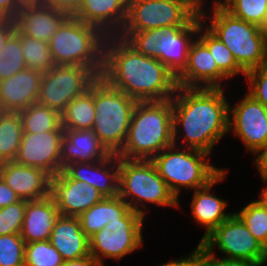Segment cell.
Returning a JSON list of instances; mask_svg holds the SVG:
<instances>
[{"label":"cell","instance_id":"6","mask_svg":"<svg viewBox=\"0 0 267 266\" xmlns=\"http://www.w3.org/2000/svg\"><path fill=\"white\" fill-rule=\"evenodd\" d=\"M136 104V100L110 86L102 77L94 81L92 131L110 154L117 155L122 150Z\"/></svg>","mask_w":267,"mask_h":266},{"label":"cell","instance_id":"51","mask_svg":"<svg viewBox=\"0 0 267 266\" xmlns=\"http://www.w3.org/2000/svg\"><path fill=\"white\" fill-rule=\"evenodd\" d=\"M263 250H264V255H265V263H267V242L263 246Z\"/></svg>","mask_w":267,"mask_h":266},{"label":"cell","instance_id":"37","mask_svg":"<svg viewBox=\"0 0 267 266\" xmlns=\"http://www.w3.org/2000/svg\"><path fill=\"white\" fill-rule=\"evenodd\" d=\"M25 245L20 234L0 236V266H24Z\"/></svg>","mask_w":267,"mask_h":266},{"label":"cell","instance_id":"2","mask_svg":"<svg viewBox=\"0 0 267 266\" xmlns=\"http://www.w3.org/2000/svg\"><path fill=\"white\" fill-rule=\"evenodd\" d=\"M223 90L177 87L171 98L174 145L177 144L178 131L182 128L187 148L210 154L216 143L229 132L230 104Z\"/></svg>","mask_w":267,"mask_h":266},{"label":"cell","instance_id":"24","mask_svg":"<svg viewBox=\"0 0 267 266\" xmlns=\"http://www.w3.org/2000/svg\"><path fill=\"white\" fill-rule=\"evenodd\" d=\"M109 155L92 129L64 130L61 141L62 170L69 163L100 161Z\"/></svg>","mask_w":267,"mask_h":266},{"label":"cell","instance_id":"30","mask_svg":"<svg viewBox=\"0 0 267 266\" xmlns=\"http://www.w3.org/2000/svg\"><path fill=\"white\" fill-rule=\"evenodd\" d=\"M22 119L23 132L42 133L53 130H64L61 125V114L38 102L19 111Z\"/></svg>","mask_w":267,"mask_h":266},{"label":"cell","instance_id":"18","mask_svg":"<svg viewBox=\"0 0 267 266\" xmlns=\"http://www.w3.org/2000/svg\"><path fill=\"white\" fill-rule=\"evenodd\" d=\"M63 171L71 179L94 186L104 197L118 196L119 157L116 154L100 161L69 163Z\"/></svg>","mask_w":267,"mask_h":266},{"label":"cell","instance_id":"41","mask_svg":"<svg viewBox=\"0 0 267 266\" xmlns=\"http://www.w3.org/2000/svg\"><path fill=\"white\" fill-rule=\"evenodd\" d=\"M82 0H43V4L61 10L68 16H74L80 8Z\"/></svg>","mask_w":267,"mask_h":266},{"label":"cell","instance_id":"52","mask_svg":"<svg viewBox=\"0 0 267 266\" xmlns=\"http://www.w3.org/2000/svg\"><path fill=\"white\" fill-rule=\"evenodd\" d=\"M264 64L267 65V38H266V41H265V61H264Z\"/></svg>","mask_w":267,"mask_h":266},{"label":"cell","instance_id":"9","mask_svg":"<svg viewBox=\"0 0 267 266\" xmlns=\"http://www.w3.org/2000/svg\"><path fill=\"white\" fill-rule=\"evenodd\" d=\"M177 147L178 145H172L165 148L152 159V162L178 200L182 187L193 190L205 187L224 169L209 164V154L206 152L189 148L179 151Z\"/></svg>","mask_w":267,"mask_h":266},{"label":"cell","instance_id":"48","mask_svg":"<svg viewBox=\"0 0 267 266\" xmlns=\"http://www.w3.org/2000/svg\"><path fill=\"white\" fill-rule=\"evenodd\" d=\"M188 1L198 12L204 10V8H202L203 6V0H186Z\"/></svg>","mask_w":267,"mask_h":266},{"label":"cell","instance_id":"12","mask_svg":"<svg viewBox=\"0 0 267 266\" xmlns=\"http://www.w3.org/2000/svg\"><path fill=\"white\" fill-rule=\"evenodd\" d=\"M98 76L84 66L56 65L42 74L38 103L60 114L76 97L84 94Z\"/></svg>","mask_w":267,"mask_h":266},{"label":"cell","instance_id":"53","mask_svg":"<svg viewBox=\"0 0 267 266\" xmlns=\"http://www.w3.org/2000/svg\"><path fill=\"white\" fill-rule=\"evenodd\" d=\"M265 185H267V182H265ZM261 194L267 200V187L261 192Z\"/></svg>","mask_w":267,"mask_h":266},{"label":"cell","instance_id":"16","mask_svg":"<svg viewBox=\"0 0 267 266\" xmlns=\"http://www.w3.org/2000/svg\"><path fill=\"white\" fill-rule=\"evenodd\" d=\"M50 197L64 216H80L104 198L94 186L71 179L63 170L50 179Z\"/></svg>","mask_w":267,"mask_h":266},{"label":"cell","instance_id":"27","mask_svg":"<svg viewBox=\"0 0 267 266\" xmlns=\"http://www.w3.org/2000/svg\"><path fill=\"white\" fill-rule=\"evenodd\" d=\"M130 210L121 197H104L78 217L83 232L90 238L110 221L123 218Z\"/></svg>","mask_w":267,"mask_h":266},{"label":"cell","instance_id":"13","mask_svg":"<svg viewBox=\"0 0 267 266\" xmlns=\"http://www.w3.org/2000/svg\"><path fill=\"white\" fill-rule=\"evenodd\" d=\"M208 250L217 246L228 259L251 261L265 264L263 245L251 234L236 213L222 222L200 242Z\"/></svg>","mask_w":267,"mask_h":266},{"label":"cell","instance_id":"7","mask_svg":"<svg viewBox=\"0 0 267 266\" xmlns=\"http://www.w3.org/2000/svg\"><path fill=\"white\" fill-rule=\"evenodd\" d=\"M213 3L207 29L227 46L245 72L264 64L267 35L259 26L236 18L219 3Z\"/></svg>","mask_w":267,"mask_h":266},{"label":"cell","instance_id":"35","mask_svg":"<svg viewBox=\"0 0 267 266\" xmlns=\"http://www.w3.org/2000/svg\"><path fill=\"white\" fill-rule=\"evenodd\" d=\"M236 18L262 26L267 9V0H216Z\"/></svg>","mask_w":267,"mask_h":266},{"label":"cell","instance_id":"47","mask_svg":"<svg viewBox=\"0 0 267 266\" xmlns=\"http://www.w3.org/2000/svg\"><path fill=\"white\" fill-rule=\"evenodd\" d=\"M62 266H100V265L91 255H89L75 260L64 261Z\"/></svg>","mask_w":267,"mask_h":266},{"label":"cell","instance_id":"45","mask_svg":"<svg viewBox=\"0 0 267 266\" xmlns=\"http://www.w3.org/2000/svg\"><path fill=\"white\" fill-rule=\"evenodd\" d=\"M190 255V256H189ZM186 258H181L180 260H172L166 264L159 266H199V244L197 245L195 251L189 254Z\"/></svg>","mask_w":267,"mask_h":266},{"label":"cell","instance_id":"33","mask_svg":"<svg viewBox=\"0 0 267 266\" xmlns=\"http://www.w3.org/2000/svg\"><path fill=\"white\" fill-rule=\"evenodd\" d=\"M247 226L251 234L264 246L267 242V200L260 194V199L252 201L240 212H235Z\"/></svg>","mask_w":267,"mask_h":266},{"label":"cell","instance_id":"32","mask_svg":"<svg viewBox=\"0 0 267 266\" xmlns=\"http://www.w3.org/2000/svg\"><path fill=\"white\" fill-rule=\"evenodd\" d=\"M20 44L27 68L44 74L56 66L49 43L20 33Z\"/></svg>","mask_w":267,"mask_h":266},{"label":"cell","instance_id":"34","mask_svg":"<svg viewBox=\"0 0 267 266\" xmlns=\"http://www.w3.org/2000/svg\"><path fill=\"white\" fill-rule=\"evenodd\" d=\"M26 68V61L20 44V32L16 29L0 51V81Z\"/></svg>","mask_w":267,"mask_h":266},{"label":"cell","instance_id":"38","mask_svg":"<svg viewBox=\"0 0 267 266\" xmlns=\"http://www.w3.org/2000/svg\"><path fill=\"white\" fill-rule=\"evenodd\" d=\"M26 203V200H20L15 204L0 208V236L20 234Z\"/></svg>","mask_w":267,"mask_h":266},{"label":"cell","instance_id":"17","mask_svg":"<svg viewBox=\"0 0 267 266\" xmlns=\"http://www.w3.org/2000/svg\"><path fill=\"white\" fill-rule=\"evenodd\" d=\"M197 39L190 45L186 67L176 77L177 86L222 88L220 85L222 80L229 78L218 68L208 47L199 38Z\"/></svg>","mask_w":267,"mask_h":266},{"label":"cell","instance_id":"11","mask_svg":"<svg viewBox=\"0 0 267 266\" xmlns=\"http://www.w3.org/2000/svg\"><path fill=\"white\" fill-rule=\"evenodd\" d=\"M144 216L130 210L123 218L110 221L89 238L90 255L100 266L102 258L121 259L142 246Z\"/></svg>","mask_w":267,"mask_h":266},{"label":"cell","instance_id":"15","mask_svg":"<svg viewBox=\"0 0 267 266\" xmlns=\"http://www.w3.org/2000/svg\"><path fill=\"white\" fill-rule=\"evenodd\" d=\"M63 137L64 130L42 133L23 132L14 161L20 165L41 169L54 177L62 171L61 141Z\"/></svg>","mask_w":267,"mask_h":266},{"label":"cell","instance_id":"28","mask_svg":"<svg viewBox=\"0 0 267 266\" xmlns=\"http://www.w3.org/2000/svg\"><path fill=\"white\" fill-rule=\"evenodd\" d=\"M95 120L94 82L82 95L74 98L61 113L64 130L92 129Z\"/></svg>","mask_w":267,"mask_h":266},{"label":"cell","instance_id":"14","mask_svg":"<svg viewBox=\"0 0 267 266\" xmlns=\"http://www.w3.org/2000/svg\"><path fill=\"white\" fill-rule=\"evenodd\" d=\"M229 114V131L257 155L267 145V108L247 93L238 105L229 106Z\"/></svg>","mask_w":267,"mask_h":266},{"label":"cell","instance_id":"5","mask_svg":"<svg viewBox=\"0 0 267 266\" xmlns=\"http://www.w3.org/2000/svg\"><path fill=\"white\" fill-rule=\"evenodd\" d=\"M106 37L99 28L68 16L49 41L52 59L55 65L90 68L100 77Z\"/></svg>","mask_w":267,"mask_h":266},{"label":"cell","instance_id":"19","mask_svg":"<svg viewBox=\"0 0 267 266\" xmlns=\"http://www.w3.org/2000/svg\"><path fill=\"white\" fill-rule=\"evenodd\" d=\"M0 177L21 200L33 201L50 196L51 176L45 171L15 161L0 164Z\"/></svg>","mask_w":267,"mask_h":266},{"label":"cell","instance_id":"3","mask_svg":"<svg viewBox=\"0 0 267 266\" xmlns=\"http://www.w3.org/2000/svg\"><path fill=\"white\" fill-rule=\"evenodd\" d=\"M174 145L172 100L137 102L120 158L152 160Z\"/></svg>","mask_w":267,"mask_h":266},{"label":"cell","instance_id":"25","mask_svg":"<svg viewBox=\"0 0 267 266\" xmlns=\"http://www.w3.org/2000/svg\"><path fill=\"white\" fill-rule=\"evenodd\" d=\"M60 216L57 205L50 196L27 201L20 235L25 243L50 239L55 221Z\"/></svg>","mask_w":267,"mask_h":266},{"label":"cell","instance_id":"20","mask_svg":"<svg viewBox=\"0 0 267 266\" xmlns=\"http://www.w3.org/2000/svg\"><path fill=\"white\" fill-rule=\"evenodd\" d=\"M42 73L26 68L0 81V110L19 112L36 103Z\"/></svg>","mask_w":267,"mask_h":266},{"label":"cell","instance_id":"36","mask_svg":"<svg viewBox=\"0 0 267 266\" xmlns=\"http://www.w3.org/2000/svg\"><path fill=\"white\" fill-rule=\"evenodd\" d=\"M64 260L50 241L26 243L24 266H62Z\"/></svg>","mask_w":267,"mask_h":266},{"label":"cell","instance_id":"40","mask_svg":"<svg viewBox=\"0 0 267 266\" xmlns=\"http://www.w3.org/2000/svg\"><path fill=\"white\" fill-rule=\"evenodd\" d=\"M199 266H261L251 261L220 258L217 259L213 250H208L199 242Z\"/></svg>","mask_w":267,"mask_h":266},{"label":"cell","instance_id":"22","mask_svg":"<svg viewBox=\"0 0 267 266\" xmlns=\"http://www.w3.org/2000/svg\"><path fill=\"white\" fill-rule=\"evenodd\" d=\"M67 17V14L51 6L34 4L22 6L14 21L21 34L49 43Z\"/></svg>","mask_w":267,"mask_h":266},{"label":"cell","instance_id":"49","mask_svg":"<svg viewBox=\"0 0 267 266\" xmlns=\"http://www.w3.org/2000/svg\"><path fill=\"white\" fill-rule=\"evenodd\" d=\"M21 6L43 4V0H17Z\"/></svg>","mask_w":267,"mask_h":266},{"label":"cell","instance_id":"8","mask_svg":"<svg viewBox=\"0 0 267 266\" xmlns=\"http://www.w3.org/2000/svg\"><path fill=\"white\" fill-rule=\"evenodd\" d=\"M118 196L144 217L145 211L140 208L144 203L162 207L179 205L152 160L119 157Z\"/></svg>","mask_w":267,"mask_h":266},{"label":"cell","instance_id":"23","mask_svg":"<svg viewBox=\"0 0 267 266\" xmlns=\"http://www.w3.org/2000/svg\"><path fill=\"white\" fill-rule=\"evenodd\" d=\"M49 241L64 261L90 255L89 238L83 232L78 216L60 215L55 221Z\"/></svg>","mask_w":267,"mask_h":266},{"label":"cell","instance_id":"44","mask_svg":"<svg viewBox=\"0 0 267 266\" xmlns=\"http://www.w3.org/2000/svg\"><path fill=\"white\" fill-rule=\"evenodd\" d=\"M15 30L16 26L14 19L0 18V51Z\"/></svg>","mask_w":267,"mask_h":266},{"label":"cell","instance_id":"46","mask_svg":"<svg viewBox=\"0 0 267 266\" xmlns=\"http://www.w3.org/2000/svg\"><path fill=\"white\" fill-rule=\"evenodd\" d=\"M263 182H267V145L257 154L255 161Z\"/></svg>","mask_w":267,"mask_h":266},{"label":"cell","instance_id":"1","mask_svg":"<svg viewBox=\"0 0 267 266\" xmlns=\"http://www.w3.org/2000/svg\"><path fill=\"white\" fill-rule=\"evenodd\" d=\"M100 77L137 102L170 100L178 87L175 75L164 64L138 53L118 36L105 39Z\"/></svg>","mask_w":267,"mask_h":266},{"label":"cell","instance_id":"43","mask_svg":"<svg viewBox=\"0 0 267 266\" xmlns=\"http://www.w3.org/2000/svg\"><path fill=\"white\" fill-rule=\"evenodd\" d=\"M21 7L17 0H0V18L14 19Z\"/></svg>","mask_w":267,"mask_h":266},{"label":"cell","instance_id":"4","mask_svg":"<svg viewBox=\"0 0 267 266\" xmlns=\"http://www.w3.org/2000/svg\"><path fill=\"white\" fill-rule=\"evenodd\" d=\"M203 20H207V17L202 10L188 25L120 32L117 36L124 39L138 53L158 59L177 77L187 65L189 48L195 40L191 37L198 33Z\"/></svg>","mask_w":267,"mask_h":266},{"label":"cell","instance_id":"29","mask_svg":"<svg viewBox=\"0 0 267 266\" xmlns=\"http://www.w3.org/2000/svg\"><path fill=\"white\" fill-rule=\"evenodd\" d=\"M23 135L19 112H0V164L14 161Z\"/></svg>","mask_w":267,"mask_h":266},{"label":"cell","instance_id":"26","mask_svg":"<svg viewBox=\"0 0 267 266\" xmlns=\"http://www.w3.org/2000/svg\"><path fill=\"white\" fill-rule=\"evenodd\" d=\"M225 176V170H223L208 185L194 191V196L191 201L192 216L197 223L206 228L205 234L199 242L232 215V213L229 214L224 212L227 206V201L210 193L211 188L218 182L224 180Z\"/></svg>","mask_w":267,"mask_h":266},{"label":"cell","instance_id":"42","mask_svg":"<svg viewBox=\"0 0 267 266\" xmlns=\"http://www.w3.org/2000/svg\"><path fill=\"white\" fill-rule=\"evenodd\" d=\"M21 199L0 177V208L15 204Z\"/></svg>","mask_w":267,"mask_h":266},{"label":"cell","instance_id":"10","mask_svg":"<svg viewBox=\"0 0 267 266\" xmlns=\"http://www.w3.org/2000/svg\"><path fill=\"white\" fill-rule=\"evenodd\" d=\"M198 14L186 0H129L121 32L188 25Z\"/></svg>","mask_w":267,"mask_h":266},{"label":"cell","instance_id":"50","mask_svg":"<svg viewBox=\"0 0 267 266\" xmlns=\"http://www.w3.org/2000/svg\"><path fill=\"white\" fill-rule=\"evenodd\" d=\"M260 28L267 35V9H266V15H265L263 24Z\"/></svg>","mask_w":267,"mask_h":266},{"label":"cell","instance_id":"21","mask_svg":"<svg viewBox=\"0 0 267 266\" xmlns=\"http://www.w3.org/2000/svg\"><path fill=\"white\" fill-rule=\"evenodd\" d=\"M128 5L129 0H82L74 17L99 28L106 36H117L126 22Z\"/></svg>","mask_w":267,"mask_h":266},{"label":"cell","instance_id":"39","mask_svg":"<svg viewBox=\"0 0 267 266\" xmlns=\"http://www.w3.org/2000/svg\"><path fill=\"white\" fill-rule=\"evenodd\" d=\"M245 77L250 85L248 94L267 108V65L247 71Z\"/></svg>","mask_w":267,"mask_h":266},{"label":"cell","instance_id":"31","mask_svg":"<svg viewBox=\"0 0 267 266\" xmlns=\"http://www.w3.org/2000/svg\"><path fill=\"white\" fill-rule=\"evenodd\" d=\"M205 30V31H204ZM199 39L208 47L210 53L212 54L218 68L228 77L243 74L246 72L237 64L234 59L232 52L227 48V46L221 42L216 36H214L204 24L199 27L198 30ZM200 34V35H199Z\"/></svg>","mask_w":267,"mask_h":266}]
</instances>
